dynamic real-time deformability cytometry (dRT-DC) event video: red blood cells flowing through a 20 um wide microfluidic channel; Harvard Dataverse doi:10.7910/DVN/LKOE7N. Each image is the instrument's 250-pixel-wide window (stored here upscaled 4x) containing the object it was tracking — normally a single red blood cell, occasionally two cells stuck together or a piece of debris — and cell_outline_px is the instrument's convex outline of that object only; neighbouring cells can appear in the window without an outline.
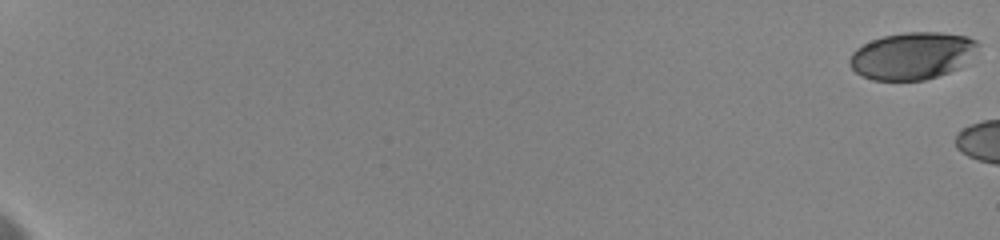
{"species": "human", "species_latin": "Homo sapiens", "temperature_condition": "cold", "stored_images_in_passage": 7, "camera_frame_rate_fps": 3000, "um_per_image_px": 0.085, "donor": {"sex": "female"}, "frame": {"image": 1, "passage_image": 1, "time_ms": 0.0, "image_size_px": [1000, 240], "cell_outline_px": [[980, 44], [960, 68], [924, 80], [872, 80], [860, 76], [848, 64], [848, 60], [852, 52], [856, 48], [872, 40], [884, 36], [908, 32], [940, 32], [968, 36], [976, 40]], "centroid_in_image_um": [77.51, 4.74], "position_along_channel_um": 7.5, "area_um2": 35.2}}